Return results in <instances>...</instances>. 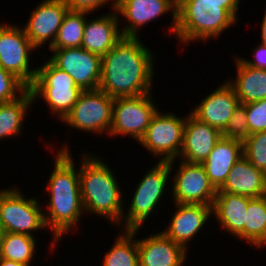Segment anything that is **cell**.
Instances as JSON below:
<instances>
[{
    "mask_svg": "<svg viewBox=\"0 0 266 266\" xmlns=\"http://www.w3.org/2000/svg\"><path fill=\"white\" fill-rule=\"evenodd\" d=\"M243 156L266 174V131L250 134L243 141Z\"/></svg>",
    "mask_w": 266,
    "mask_h": 266,
    "instance_id": "obj_30",
    "label": "cell"
},
{
    "mask_svg": "<svg viewBox=\"0 0 266 266\" xmlns=\"http://www.w3.org/2000/svg\"><path fill=\"white\" fill-rule=\"evenodd\" d=\"M139 266H184L187 250L162 231L138 239Z\"/></svg>",
    "mask_w": 266,
    "mask_h": 266,
    "instance_id": "obj_19",
    "label": "cell"
},
{
    "mask_svg": "<svg viewBox=\"0 0 266 266\" xmlns=\"http://www.w3.org/2000/svg\"><path fill=\"white\" fill-rule=\"evenodd\" d=\"M176 211L170 219L169 227L162 232L186 250L188 243L204 228L212 215V206L205 204L174 203Z\"/></svg>",
    "mask_w": 266,
    "mask_h": 266,
    "instance_id": "obj_17",
    "label": "cell"
},
{
    "mask_svg": "<svg viewBox=\"0 0 266 266\" xmlns=\"http://www.w3.org/2000/svg\"><path fill=\"white\" fill-rule=\"evenodd\" d=\"M236 19L223 8V2L211 0H177L175 36L179 42L204 41L218 38Z\"/></svg>",
    "mask_w": 266,
    "mask_h": 266,
    "instance_id": "obj_4",
    "label": "cell"
},
{
    "mask_svg": "<svg viewBox=\"0 0 266 266\" xmlns=\"http://www.w3.org/2000/svg\"><path fill=\"white\" fill-rule=\"evenodd\" d=\"M56 153L54 168L50 174L47 189L50 194L46 211L43 212L46 227L53 232L55 247L63 235L75 228L85 213L80 191L79 167L72 159L66 144ZM56 244V245H54Z\"/></svg>",
    "mask_w": 266,
    "mask_h": 266,
    "instance_id": "obj_2",
    "label": "cell"
},
{
    "mask_svg": "<svg viewBox=\"0 0 266 266\" xmlns=\"http://www.w3.org/2000/svg\"><path fill=\"white\" fill-rule=\"evenodd\" d=\"M243 157V142L221 137L202 163L210 182L218 190L234 164Z\"/></svg>",
    "mask_w": 266,
    "mask_h": 266,
    "instance_id": "obj_23",
    "label": "cell"
},
{
    "mask_svg": "<svg viewBox=\"0 0 266 266\" xmlns=\"http://www.w3.org/2000/svg\"><path fill=\"white\" fill-rule=\"evenodd\" d=\"M221 137L218 129L199 121L191 113L187 114L179 159L202 164Z\"/></svg>",
    "mask_w": 266,
    "mask_h": 266,
    "instance_id": "obj_18",
    "label": "cell"
},
{
    "mask_svg": "<svg viewBox=\"0 0 266 266\" xmlns=\"http://www.w3.org/2000/svg\"><path fill=\"white\" fill-rule=\"evenodd\" d=\"M139 228L124 230L109 251L104 254L102 266H139L136 235Z\"/></svg>",
    "mask_w": 266,
    "mask_h": 266,
    "instance_id": "obj_26",
    "label": "cell"
},
{
    "mask_svg": "<svg viewBox=\"0 0 266 266\" xmlns=\"http://www.w3.org/2000/svg\"><path fill=\"white\" fill-rule=\"evenodd\" d=\"M245 217V240L250 246L266 244V195L250 198Z\"/></svg>",
    "mask_w": 266,
    "mask_h": 266,
    "instance_id": "obj_27",
    "label": "cell"
},
{
    "mask_svg": "<svg viewBox=\"0 0 266 266\" xmlns=\"http://www.w3.org/2000/svg\"><path fill=\"white\" fill-rule=\"evenodd\" d=\"M36 198L24 197L16 187L0 190V220L5 232L35 237L34 231L47 229L43 206Z\"/></svg>",
    "mask_w": 266,
    "mask_h": 266,
    "instance_id": "obj_7",
    "label": "cell"
},
{
    "mask_svg": "<svg viewBox=\"0 0 266 266\" xmlns=\"http://www.w3.org/2000/svg\"><path fill=\"white\" fill-rule=\"evenodd\" d=\"M223 2V8L226 9L236 20H238L237 12L241 0H211Z\"/></svg>",
    "mask_w": 266,
    "mask_h": 266,
    "instance_id": "obj_36",
    "label": "cell"
},
{
    "mask_svg": "<svg viewBox=\"0 0 266 266\" xmlns=\"http://www.w3.org/2000/svg\"><path fill=\"white\" fill-rule=\"evenodd\" d=\"M28 89L19 78L0 66V103L14 101Z\"/></svg>",
    "mask_w": 266,
    "mask_h": 266,
    "instance_id": "obj_31",
    "label": "cell"
},
{
    "mask_svg": "<svg viewBox=\"0 0 266 266\" xmlns=\"http://www.w3.org/2000/svg\"><path fill=\"white\" fill-rule=\"evenodd\" d=\"M175 160L168 162H157L156 165L152 166L148 172L143 175V178L138 182L129 209L123 213L122 222L123 230H132L141 228L144 222L152 216L154 209L159 201L166 192V188L169 187L168 181L169 175L173 170ZM173 164V165H172Z\"/></svg>",
    "mask_w": 266,
    "mask_h": 266,
    "instance_id": "obj_6",
    "label": "cell"
},
{
    "mask_svg": "<svg viewBox=\"0 0 266 266\" xmlns=\"http://www.w3.org/2000/svg\"><path fill=\"white\" fill-rule=\"evenodd\" d=\"M260 38H261L260 43L263 45H266V9H265L264 16H263L262 23H261Z\"/></svg>",
    "mask_w": 266,
    "mask_h": 266,
    "instance_id": "obj_37",
    "label": "cell"
},
{
    "mask_svg": "<svg viewBox=\"0 0 266 266\" xmlns=\"http://www.w3.org/2000/svg\"><path fill=\"white\" fill-rule=\"evenodd\" d=\"M152 94L114 98L112 106L111 137L126 135L138 141L145 135L158 108ZM118 134V135H117Z\"/></svg>",
    "mask_w": 266,
    "mask_h": 266,
    "instance_id": "obj_8",
    "label": "cell"
},
{
    "mask_svg": "<svg viewBox=\"0 0 266 266\" xmlns=\"http://www.w3.org/2000/svg\"><path fill=\"white\" fill-rule=\"evenodd\" d=\"M222 136L235 140L244 141L249 136V126L247 112L243 104H239L235 109L228 125L222 132Z\"/></svg>",
    "mask_w": 266,
    "mask_h": 266,
    "instance_id": "obj_32",
    "label": "cell"
},
{
    "mask_svg": "<svg viewBox=\"0 0 266 266\" xmlns=\"http://www.w3.org/2000/svg\"><path fill=\"white\" fill-rule=\"evenodd\" d=\"M260 45H258L253 53H254V59L255 60H247L246 58H242V61L251 66V67H255V68H260V69H264L266 70V45H263L261 43H259Z\"/></svg>",
    "mask_w": 266,
    "mask_h": 266,
    "instance_id": "obj_35",
    "label": "cell"
},
{
    "mask_svg": "<svg viewBox=\"0 0 266 266\" xmlns=\"http://www.w3.org/2000/svg\"><path fill=\"white\" fill-rule=\"evenodd\" d=\"M111 3L112 13H106L107 15H102L91 21L86 19L85 22L81 47L101 57L123 38L119 28L122 25H118L120 17L118 18L115 2Z\"/></svg>",
    "mask_w": 266,
    "mask_h": 266,
    "instance_id": "obj_20",
    "label": "cell"
},
{
    "mask_svg": "<svg viewBox=\"0 0 266 266\" xmlns=\"http://www.w3.org/2000/svg\"><path fill=\"white\" fill-rule=\"evenodd\" d=\"M243 105L247 112L249 135L266 131V98Z\"/></svg>",
    "mask_w": 266,
    "mask_h": 266,
    "instance_id": "obj_33",
    "label": "cell"
},
{
    "mask_svg": "<svg viewBox=\"0 0 266 266\" xmlns=\"http://www.w3.org/2000/svg\"><path fill=\"white\" fill-rule=\"evenodd\" d=\"M185 122L186 117H179L173 112L162 114L157 110L139 143L158 157L159 162L175 160L182 148Z\"/></svg>",
    "mask_w": 266,
    "mask_h": 266,
    "instance_id": "obj_10",
    "label": "cell"
},
{
    "mask_svg": "<svg viewBox=\"0 0 266 266\" xmlns=\"http://www.w3.org/2000/svg\"><path fill=\"white\" fill-rule=\"evenodd\" d=\"M68 10L65 0H43L32 11L22 27L36 49L47 41L49 48L53 45Z\"/></svg>",
    "mask_w": 266,
    "mask_h": 266,
    "instance_id": "obj_15",
    "label": "cell"
},
{
    "mask_svg": "<svg viewBox=\"0 0 266 266\" xmlns=\"http://www.w3.org/2000/svg\"><path fill=\"white\" fill-rule=\"evenodd\" d=\"M249 197L217 192L212 205V215L217 219L218 224L234 237L245 241V217Z\"/></svg>",
    "mask_w": 266,
    "mask_h": 266,
    "instance_id": "obj_22",
    "label": "cell"
},
{
    "mask_svg": "<svg viewBox=\"0 0 266 266\" xmlns=\"http://www.w3.org/2000/svg\"><path fill=\"white\" fill-rule=\"evenodd\" d=\"M35 50L22 26L0 24V66L28 88L37 73V67L29 69L30 54Z\"/></svg>",
    "mask_w": 266,
    "mask_h": 266,
    "instance_id": "obj_11",
    "label": "cell"
},
{
    "mask_svg": "<svg viewBox=\"0 0 266 266\" xmlns=\"http://www.w3.org/2000/svg\"><path fill=\"white\" fill-rule=\"evenodd\" d=\"M114 98L99 89L82 91L76 104L61 120L77 130L109 135Z\"/></svg>",
    "mask_w": 266,
    "mask_h": 266,
    "instance_id": "obj_9",
    "label": "cell"
},
{
    "mask_svg": "<svg viewBox=\"0 0 266 266\" xmlns=\"http://www.w3.org/2000/svg\"><path fill=\"white\" fill-rule=\"evenodd\" d=\"M82 155L79 180L85 213L106 218V221H112V225L118 227L122 224L125 202L116 175L103 159L87 152Z\"/></svg>",
    "mask_w": 266,
    "mask_h": 266,
    "instance_id": "obj_3",
    "label": "cell"
},
{
    "mask_svg": "<svg viewBox=\"0 0 266 266\" xmlns=\"http://www.w3.org/2000/svg\"><path fill=\"white\" fill-rule=\"evenodd\" d=\"M237 75L235 80L227 79L234 88L240 104L261 101L266 98V70L251 67L236 56Z\"/></svg>",
    "mask_w": 266,
    "mask_h": 266,
    "instance_id": "obj_24",
    "label": "cell"
},
{
    "mask_svg": "<svg viewBox=\"0 0 266 266\" xmlns=\"http://www.w3.org/2000/svg\"><path fill=\"white\" fill-rule=\"evenodd\" d=\"M239 104L234 88L226 81L202 99L190 113L222 133Z\"/></svg>",
    "mask_w": 266,
    "mask_h": 266,
    "instance_id": "obj_16",
    "label": "cell"
},
{
    "mask_svg": "<svg viewBox=\"0 0 266 266\" xmlns=\"http://www.w3.org/2000/svg\"><path fill=\"white\" fill-rule=\"evenodd\" d=\"M65 2L70 11H80L91 14L98 10L99 7L105 6L110 0H65Z\"/></svg>",
    "mask_w": 266,
    "mask_h": 266,
    "instance_id": "obj_34",
    "label": "cell"
},
{
    "mask_svg": "<svg viewBox=\"0 0 266 266\" xmlns=\"http://www.w3.org/2000/svg\"><path fill=\"white\" fill-rule=\"evenodd\" d=\"M35 239L34 236L5 232L0 241V258L31 266L37 250Z\"/></svg>",
    "mask_w": 266,
    "mask_h": 266,
    "instance_id": "obj_28",
    "label": "cell"
},
{
    "mask_svg": "<svg viewBox=\"0 0 266 266\" xmlns=\"http://www.w3.org/2000/svg\"><path fill=\"white\" fill-rule=\"evenodd\" d=\"M29 90L33 101L38 97L42 98L59 120H62L73 108L82 92L73 78L49 59L37 67L36 77Z\"/></svg>",
    "mask_w": 266,
    "mask_h": 266,
    "instance_id": "obj_5",
    "label": "cell"
},
{
    "mask_svg": "<svg viewBox=\"0 0 266 266\" xmlns=\"http://www.w3.org/2000/svg\"><path fill=\"white\" fill-rule=\"evenodd\" d=\"M217 192L233 193L257 198L266 195V174L244 156L237 161Z\"/></svg>",
    "mask_w": 266,
    "mask_h": 266,
    "instance_id": "obj_21",
    "label": "cell"
},
{
    "mask_svg": "<svg viewBox=\"0 0 266 266\" xmlns=\"http://www.w3.org/2000/svg\"><path fill=\"white\" fill-rule=\"evenodd\" d=\"M89 13L68 10L58 30L53 45L49 49L81 47L86 16Z\"/></svg>",
    "mask_w": 266,
    "mask_h": 266,
    "instance_id": "obj_29",
    "label": "cell"
},
{
    "mask_svg": "<svg viewBox=\"0 0 266 266\" xmlns=\"http://www.w3.org/2000/svg\"><path fill=\"white\" fill-rule=\"evenodd\" d=\"M115 9L127 22L120 27L123 37H139L138 29L168 12L173 17L169 33L175 35L177 0H115Z\"/></svg>",
    "mask_w": 266,
    "mask_h": 266,
    "instance_id": "obj_14",
    "label": "cell"
},
{
    "mask_svg": "<svg viewBox=\"0 0 266 266\" xmlns=\"http://www.w3.org/2000/svg\"><path fill=\"white\" fill-rule=\"evenodd\" d=\"M139 37H123L101 57L98 89L112 98L151 93L154 54Z\"/></svg>",
    "mask_w": 266,
    "mask_h": 266,
    "instance_id": "obj_1",
    "label": "cell"
},
{
    "mask_svg": "<svg viewBox=\"0 0 266 266\" xmlns=\"http://www.w3.org/2000/svg\"><path fill=\"white\" fill-rule=\"evenodd\" d=\"M179 162L171 181L174 203L212 206L218 190L210 182L204 166L183 160Z\"/></svg>",
    "mask_w": 266,
    "mask_h": 266,
    "instance_id": "obj_12",
    "label": "cell"
},
{
    "mask_svg": "<svg viewBox=\"0 0 266 266\" xmlns=\"http://www.w3.org/2000/svg\"><path fill=\"white\" fill-rule=\"evenodd\" d=\"M4 233H5V231H4V228H3L2 223H1V220H0V241H1Z\"/></svg>",
    "mask_w": 266,
    "mask_h": 266,
    "instance_id": "obj_39",
    "label": "cell"
},
{
    "mask_svg": "<svg viewBox=\"0 0 266 266\" xmlns=\"http://www.w3.org/2000/svg\"><path fill=\"white\" fill-rule=\"evenodd\" d=\"M48 58L56 67L67 72L82 90H96L100 84L101 56L82 47L50 49Z\"/></svg>",
    "mask_w": 266,
    "mask_h": 266,
    "instance_id": "obj_13",
    "label": "cell"
},
{
    "mask_svg": "<svg viewBox=\"0 0 266 266\" xmlns=\"http://www.w3.org/2000/svg\"><path fill=\"white\" fill-rule=\"evenodd\" d=\"M0 266H27V265L0 258Z\"/></svg>",
    "mask_w": 266,
    "mask_h": 266,
    "instance_id": "obj_38",
    "label": "cell"
},
{
    "mask_svg": "<svg viewBox=\"0 0 266 266\" xmlns=\"http://www.w3.org/2000/svg\"><path fill=\"white\" fill-rule=\"evenodd\" d=\"M33 102L31 91L28 89L18 99L0 103V141L19 135L25 115Z\"/></svg>",
    "mask_w": 266,
    "mask_h": 266,
    "instance_id": "obj_25",
    "label": "cell"
}]
</instances>
